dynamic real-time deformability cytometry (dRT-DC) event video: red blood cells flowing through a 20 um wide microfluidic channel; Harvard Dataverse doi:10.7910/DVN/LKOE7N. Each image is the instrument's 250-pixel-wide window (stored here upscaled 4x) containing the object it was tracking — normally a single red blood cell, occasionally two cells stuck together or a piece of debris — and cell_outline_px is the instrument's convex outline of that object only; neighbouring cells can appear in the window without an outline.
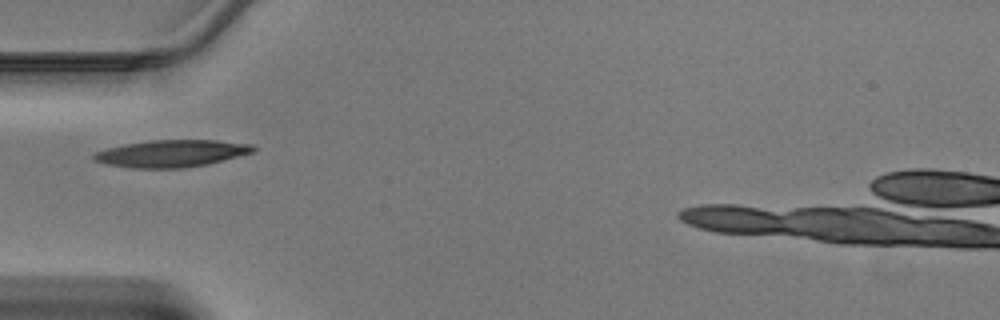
{"species": "Egyptian fruit bat (a non-hibernating species)", "species_latin": "Rousettus aegyptiacus", "temperature_condition": "warm", "stored_images_in_passage": 30, "camera_frame_rate_fps": 3000, "um_per_image_px": 0.085, "animal": {"sex": "male"}, "frame": {"image": 1, "passage_image": 1, "time_ms": 0.0, "image_size_px": [1000, 320], "cell_outline_px": [[256, 148], [252, 152], [208, 164], [180, 168], [132, 168], [108, 164], [92, 160], [92, 156], [96, 152], [108, 148], [124, 144], [152, 140], [216, 140], [252, 144]], "centroid_in_image_um": [14.56, 13.04], "position_along_channel_um": 70.4, "area_um2": 24.97}}
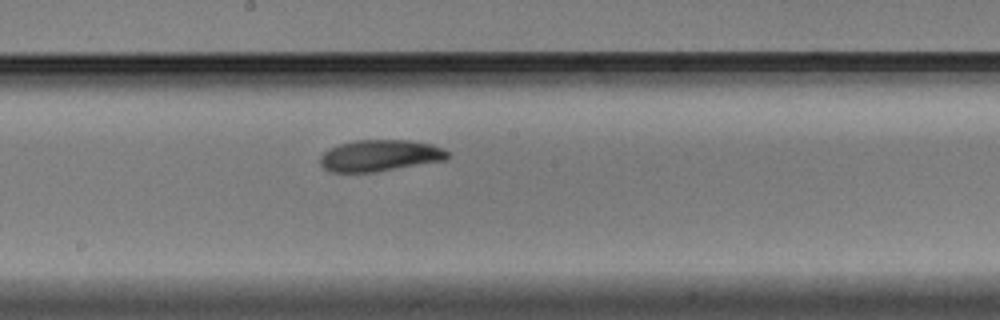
{"frame": {"image": 2, "passage_image": 11, "time_ms": 3.333, "image_size_px": [1000, 320], "cell_outline_px": [[448, 156], [444, 160], [376, 172], [332, 172], [324, 168], [320, 164], [320, 156], [328, 148], [340, 144], [356, 140], [408, 140], [432, 144], [448, 152]], "centroid_in_image_um": [32.25, 13.22], "position_along_channel_um": 216.0, "area_um2": 23.24}}
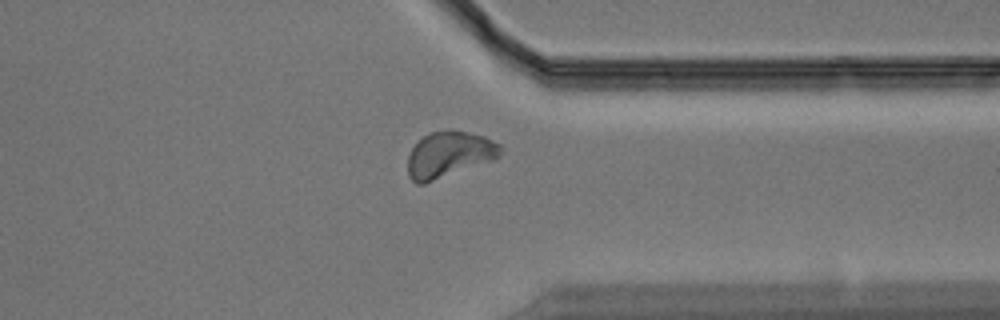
{"frame": {"image": 3, "passage_image": 22, "time_ms": 7.0, "image_size_px": [1000, 320], "cell_outline_px": [[504, 148], [500, 156], [496, 160], [424, 184], [416, 184], [408, 176], [408, 156], [412, 148], [424, 136], [432, 132], [448, 128], [452, 128], [484, 136], [500, 144]], "centroid_in_image_um": [38.22, 13.13], "position_along_channel_um": 373.2, "area_um2": 25.37}}